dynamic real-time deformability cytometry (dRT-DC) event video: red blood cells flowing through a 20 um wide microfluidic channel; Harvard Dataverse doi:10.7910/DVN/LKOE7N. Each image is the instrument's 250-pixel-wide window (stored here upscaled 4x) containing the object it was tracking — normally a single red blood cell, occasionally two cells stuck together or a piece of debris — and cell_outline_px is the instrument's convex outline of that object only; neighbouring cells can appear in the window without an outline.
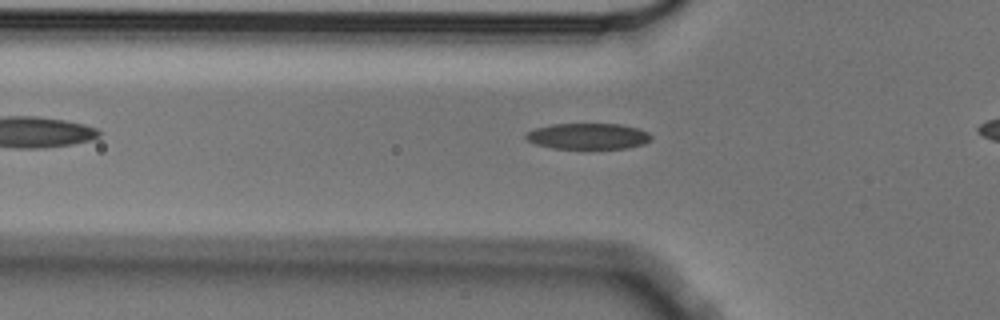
{"species": "Egyptian fruit bat (a non-hibernating species)", "species_latin": "Rousettus aegyptiacus", "temperature_condition": "cold", "stored_images_in_passage": 7, "camera_frame_rate_fps": 3000, "um_per_image_px": 0.085, "animal": {"sex": "male"}, "frame": {"image": 1, "passage_image": 5, "time_ms": 1.333, "image_size_px": [1000, 320], "cell_outline_px": [[652, 140], [644, 144], [628, 148], [552, 148], [536, 144], [528, 140], [524, 136], [528, 132], [536, 128], [552, 124], [620, 124], [636, 128], [648, 132], [652, 136]], "centroid_in_image_um": [50.01, 11.58], "position_along_channel_um": 75.8, "area_um2": 18.84}}